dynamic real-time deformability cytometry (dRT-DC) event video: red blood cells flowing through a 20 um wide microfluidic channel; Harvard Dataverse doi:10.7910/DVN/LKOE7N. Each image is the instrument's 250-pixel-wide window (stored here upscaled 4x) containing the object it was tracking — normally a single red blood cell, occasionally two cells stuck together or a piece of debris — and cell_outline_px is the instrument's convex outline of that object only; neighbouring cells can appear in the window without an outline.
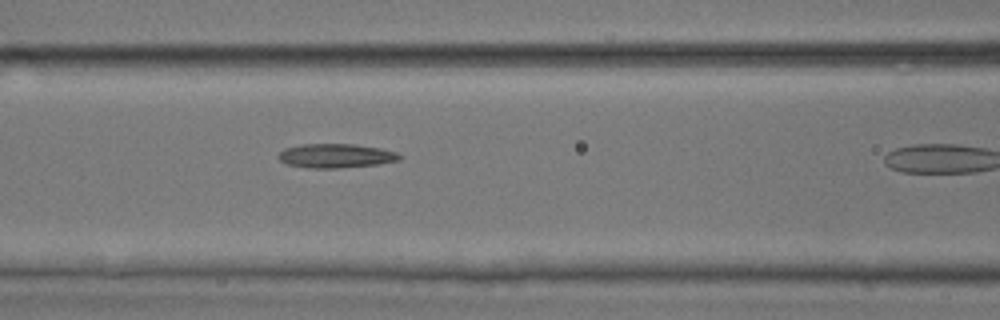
{"species": "common noctule bat (a hibernating species)", "species_latin": "Nyctalus noctula", "temperature_condition": "room temperature", "stored_images_in_passage": 11, "camera_frame_rate_fps": 3000, "um_per_image_px": 0.085, "animal": {"sex": "male", "body_mass_g": 17.9, "forearm_length_mm": 54.2}, "frame": {"image": 1, "passage_image": 10, "time_ms": 3.0, "image_size_px": [1000, 320], "cell_outline_px": [[404, 156], [400, 160], [376, 164], [340, 168], [308, 168], [288, 164], [280, 160], [276, 156], [284, 148], [300, 144], [356, 144], [380, 148], [396, 152]], "centroid_in_image_um": [28.55, 13.23], "position_along_channel_um": 138.1, "area_um2": 17.11}}